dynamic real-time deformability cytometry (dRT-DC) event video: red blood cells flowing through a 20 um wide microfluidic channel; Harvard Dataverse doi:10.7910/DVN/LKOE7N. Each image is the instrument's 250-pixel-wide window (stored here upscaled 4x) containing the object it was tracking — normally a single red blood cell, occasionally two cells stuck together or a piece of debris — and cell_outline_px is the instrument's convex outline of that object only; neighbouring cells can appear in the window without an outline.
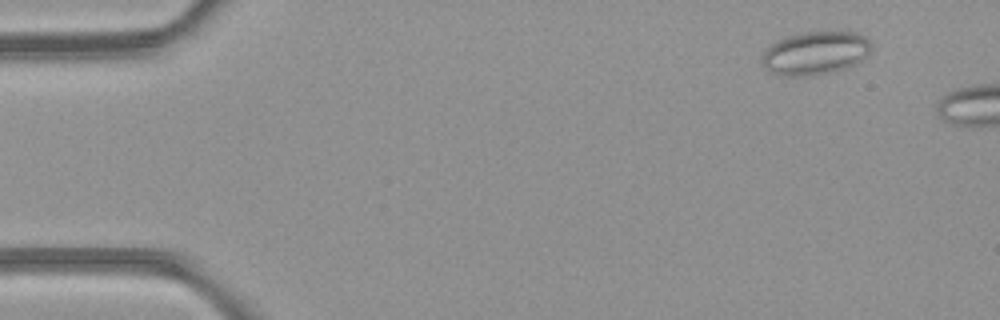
{"species": "common noctule bat (a hibernating species)", "species_latin": "Nyctalus noctula", "temperature_condition": "room temperature", "stored_images_in_passage": 9, "camera_frame_rate_fps": 3000, "um_per_image_px": 0.085, "animal": {"sex": "female", "body_mass_g": 21.9}, "frame": {"image": 1, "passage_image": 1, "time_ms": 0.0, "image_size_px": [1000, 320], "cell_outline_px": [[868, 52], [856, 64], [848, 68], [828, 72], [792, 76], [780, 76], [764, 68], [764, 52], [772, 44], [784, 36], [800, 32], [856, 32], [864, 36], [868, 40]], "centroid_in_image_um": [69.27, 4.49], "position_along_channel_um": 15.7, "area_um2": 26.93}}